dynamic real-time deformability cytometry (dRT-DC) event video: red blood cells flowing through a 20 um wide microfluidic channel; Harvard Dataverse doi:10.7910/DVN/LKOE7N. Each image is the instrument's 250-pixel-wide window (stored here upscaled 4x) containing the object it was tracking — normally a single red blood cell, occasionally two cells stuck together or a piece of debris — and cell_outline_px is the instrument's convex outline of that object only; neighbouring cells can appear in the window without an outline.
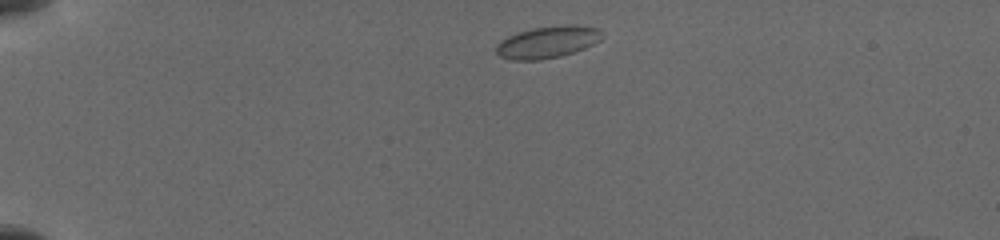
{"species": "common noctule bat (a hibernating species)", "species_latin": "Nyctalus noctula", "temperature_condition": "cold", "stored_images_in_passage": 3, "camera_frame_rate_fps": 3000, "um_per_image_px": 0.085, "animal": {"sex": "female", "body_mass_g": 19.5, "forearm_length_mm": 54.1}, "frame": {"image": 1, "passage_image": 1, "time_ms": 0.0, "image_size_px": [1000, 240], "cell_outline_px": [[604, 36], [600, 40], [584, 48], [560, 56], [540, 60], [512, 60], [500, 56], [496, 52], [496, 44], [500, 40], [508, 36], [520, 32], [536, 28], [568, 24], [572, 24], [600, 28], [604, 32]], "centroid_in_image_um": [46.57, 3.57], "position_along_channel_um": 38.4, "area_um2": 19.65}}